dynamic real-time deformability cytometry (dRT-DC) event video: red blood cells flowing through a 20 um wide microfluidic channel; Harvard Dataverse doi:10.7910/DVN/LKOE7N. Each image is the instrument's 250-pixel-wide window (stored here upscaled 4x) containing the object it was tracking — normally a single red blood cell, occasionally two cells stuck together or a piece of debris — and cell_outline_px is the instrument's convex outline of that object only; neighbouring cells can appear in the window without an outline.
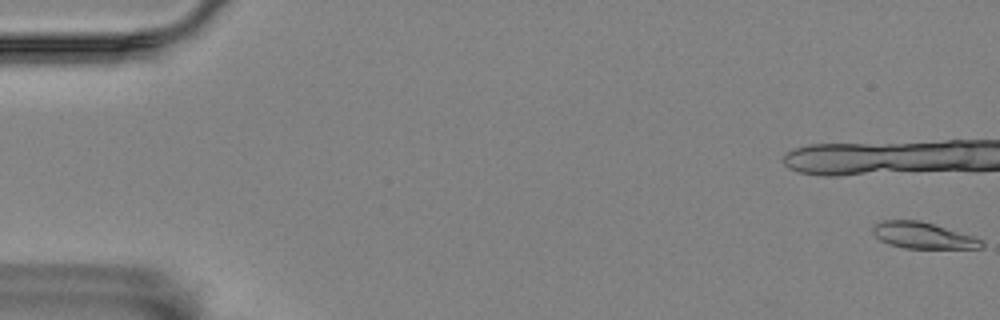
{"species": "Egyptian fruit bat (a non-hibernating species)", "species_latin": "Rousettus aegyptiacus", "temperature_condition": "room temperature", "stored_images_in_passage": 19, "camera_frame_rate_fps": 3000, "um_per_image_px": 0.085, "animal": {"sex": "female"}, "frame": {"image": 1, "passage_image": 1, "time_ms": 0.0, "image_size_px": [1000, 320], "cell_outline_px": [[984, 248], [904, 248], [888, 244], [880, 240], [872, 232], [872, 228], [880, 220], [920, 220], [972, 236], [984, 240]], "centroid_in_image_um": [78.44, 20.01], "position_along_channel_um": 6.6, "area_um2": 16.59}}